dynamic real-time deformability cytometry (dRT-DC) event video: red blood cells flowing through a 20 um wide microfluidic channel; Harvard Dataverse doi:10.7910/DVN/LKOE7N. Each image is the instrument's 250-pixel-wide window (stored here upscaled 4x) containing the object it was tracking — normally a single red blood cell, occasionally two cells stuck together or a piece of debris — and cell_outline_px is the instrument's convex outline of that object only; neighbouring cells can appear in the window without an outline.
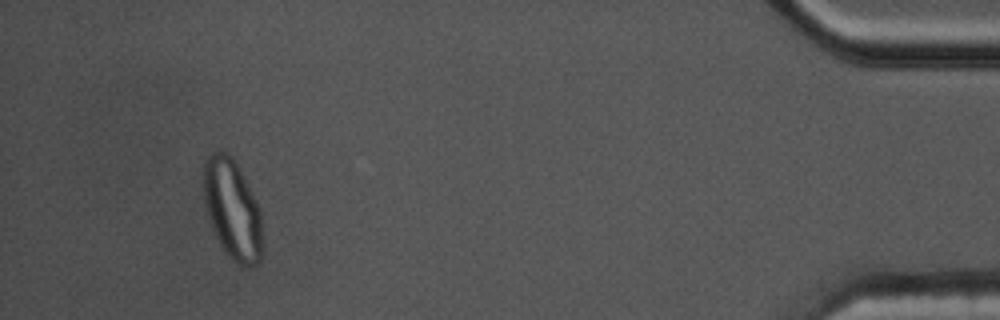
{"species": "common noctule bat (a hibernating species)", "species_latin": "Nyctalus noctula", "temperature_condition": "cold", "stored_images_in_passage": 49, "segment_of_instrument_passage": [2, 2], "camera_frame_rate_fps": 3000, "um_per_image_px": 0.085, "animal": {"sex": "male", "body_mass_g": 17.5, "forearm_length_mm": 52.3}, "frame": {"image": 1, "passage_image": 45, "time_ms": 14.667, "image_size_px": [1000, 320], "cell_outline_px": [[264, 252], [260, 260], [256, 264], [248, 268], [244, 268], [236, 264], [228, 256], [220, 244], [212, 228], [208, 216], [204, 200], [204, 164], [208, 156], [212, 152], [228, 152], [232, 156], [260, 212]], "centroid_in_image_um": [19.76, 17.89], "position_along_channel_um": 415.4, "area_um2": 33.99}}